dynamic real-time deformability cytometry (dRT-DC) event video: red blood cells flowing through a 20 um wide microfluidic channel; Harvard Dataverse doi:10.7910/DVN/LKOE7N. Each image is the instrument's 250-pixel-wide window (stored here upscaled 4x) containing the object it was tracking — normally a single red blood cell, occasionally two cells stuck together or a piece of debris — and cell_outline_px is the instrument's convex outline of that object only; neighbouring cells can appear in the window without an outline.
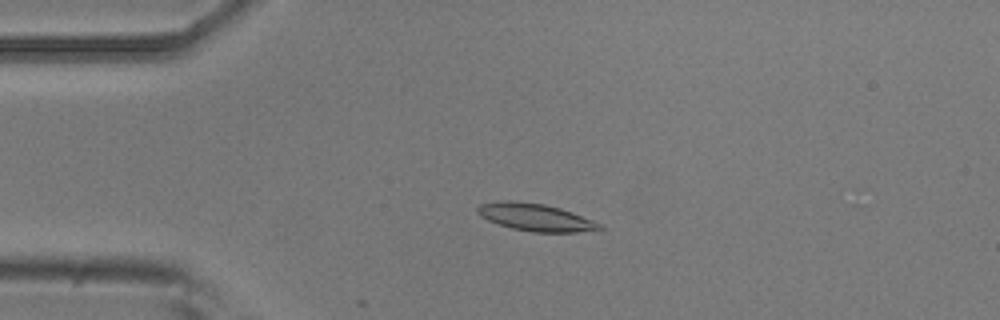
{"species": "common noctule bat (a hibernating species)", "species_latin": "Nyctalus noctula", "temperature_condition": "room temperature", "stored_images_in_passage": 15, "camera_frame_rate_fps": 3000, "um_per_image_px": 0.085, "animal": {"sex": "male", "body_mass_g": 20.5, "forearm_length_mm": 52.5}, "frame": {"image": 1, "passage_image": 12, "time_ms": 3.667, "image_size_px": [1000, 320], "cell_outline_px": [[604, 228], [576, 232], [532, 232], [512, 228], [488, 220], [480, 216], [476, 212], [476, 208], [480, 204], [500, 200], [508, 200], [544, 204], [560, 208], [572, 212], [592, 220], [600, 224]], "centroid_in_image_um": [45.47, 18.46], "position_along_channel_um": 39.5, "area_um2": 19.31}}